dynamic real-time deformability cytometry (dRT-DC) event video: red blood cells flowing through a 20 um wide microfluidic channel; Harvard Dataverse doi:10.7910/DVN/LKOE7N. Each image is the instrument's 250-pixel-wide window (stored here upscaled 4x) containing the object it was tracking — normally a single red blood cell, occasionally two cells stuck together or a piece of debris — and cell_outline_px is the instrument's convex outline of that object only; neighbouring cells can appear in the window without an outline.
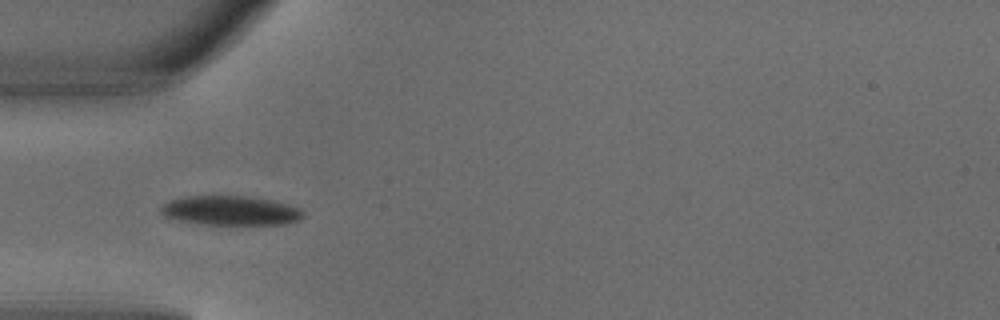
{"species": "common noctule bat (a hibernating species)", "species_latin": "Nyctalus noctula", "temperature_condition": "warm", "stored_images_in_passage": 4, "camera_frame_rate_fps": 3000, "um_per_image_px": 0.085, "animal": {"sex": "male", "body_mass_g": 18.8}, "frame": {"image": 1, "passage_image": 4, "time_ms": 1.0, "image_size_px": [1000, 320], "cell_outline_px": [[304, 216], [300, 220], [284, 224], [204, 224], [176, 220], [164, 216], [160, 212], [160, 208], [164, 204], [172, 200], [188, 196], [244, 196], [272, 200], [288, 204], [300, 208], [304, 212]], "centroid_in_image_um": [19.62, 17.9], "position_along_channel_um": 65.4, "area_um2": 24.28}}